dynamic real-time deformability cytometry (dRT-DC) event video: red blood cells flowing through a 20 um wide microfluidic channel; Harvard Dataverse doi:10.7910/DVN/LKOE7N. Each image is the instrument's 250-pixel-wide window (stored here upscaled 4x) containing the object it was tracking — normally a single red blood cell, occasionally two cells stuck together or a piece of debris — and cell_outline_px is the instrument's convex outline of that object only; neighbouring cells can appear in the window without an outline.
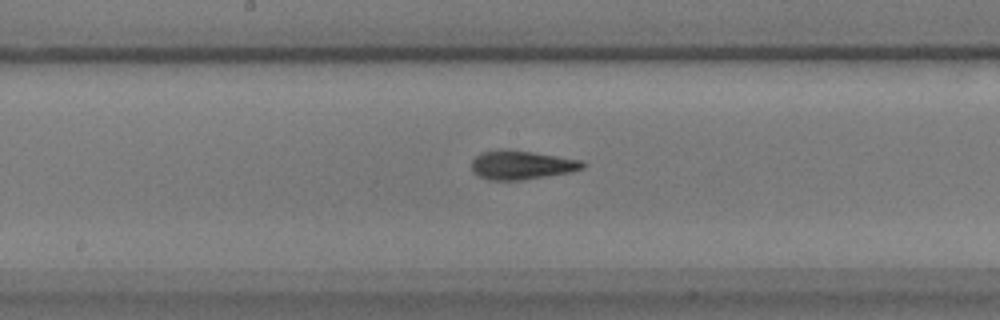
{"species": "common noctule bat (a hibernating species)", "species_latin": "Nyctalus noctula", "temperature_condition": "warm", "stored_images_in_passage": 54, "camera_frame_rate_fps": 3000, "um_per_image_px": 0.085, "animal": {"sex": "male", "body_mass_g": 17.9}, "frame": {"image": 1, "passage_image": 26, "time_ms": 8.333, "image_size_px": [1000, 320], "cell_outline_px": [[588, 164], [584, 168], [568, 172], [524, 180], [488, 180], [472, 172], [472, 160], [480, 152], [500, 148], [508, 148], [584, 160]], "centroid_in_image_um": [44.33, 14.0], "position_along_channel_um": 203.9, "area_um2": 19.07}}
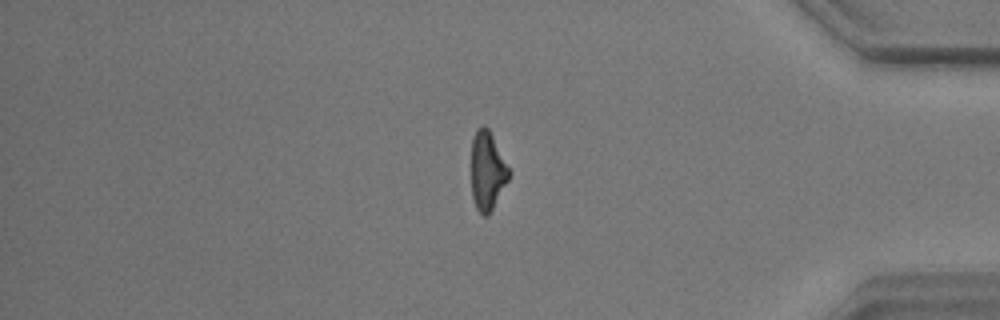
{"frame": {"image": 2, "passage_image": 45, "time_ms": 14.667, "image_size_px": [1000, 320], "cell_outline_px": [[512, 172], [508, 180], [488, 216], [484, 216], [476, 208], [472, 196], [472, 140], [476, 128], [484, 124], [488, 128]], "centroid_in_image_um": [41.43, 14.5], "position_along_channel_um": 393.8, "area_um2": 17.22}}
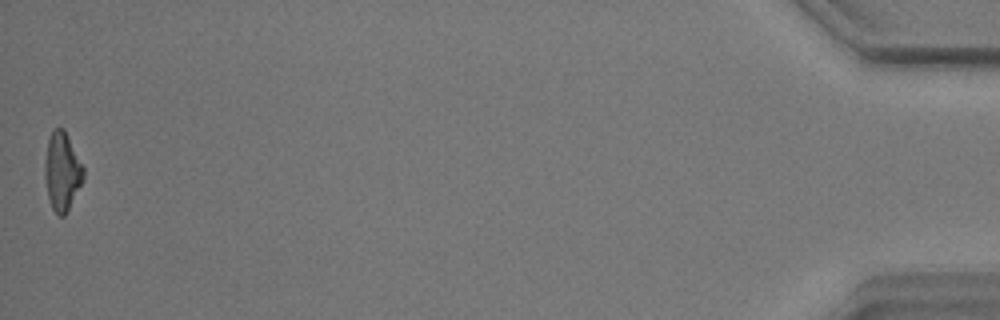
{"frame": {"image": 3, "passage_image": 54, "time_ms": 17.667, "image_size_px": [1000, 320], "cell_outline_px": [[84, 180], [64, 216], [60, 216], [52, 208], [48, 196], [44, 176], [44, 160], [48, 140], [52, 132], [56, 128], [64, 128], [84, 168]], "centroid_in_image_um": [5.28, 14.56], "position_along_channel_um": 429.9, "area_um2": 17.51}, "authors_computed_cell_mechanics": {"area_um2": 17.918, "velocity_mm_per_s": 3.4865, "shape_relaxation_time_tau1_ms": 7.9409, "shape_relaxation_time_tau2_ms": 3.0956, "deformation_change_tau1": 0.2281, "deformation_change_tau2": 0.107}}